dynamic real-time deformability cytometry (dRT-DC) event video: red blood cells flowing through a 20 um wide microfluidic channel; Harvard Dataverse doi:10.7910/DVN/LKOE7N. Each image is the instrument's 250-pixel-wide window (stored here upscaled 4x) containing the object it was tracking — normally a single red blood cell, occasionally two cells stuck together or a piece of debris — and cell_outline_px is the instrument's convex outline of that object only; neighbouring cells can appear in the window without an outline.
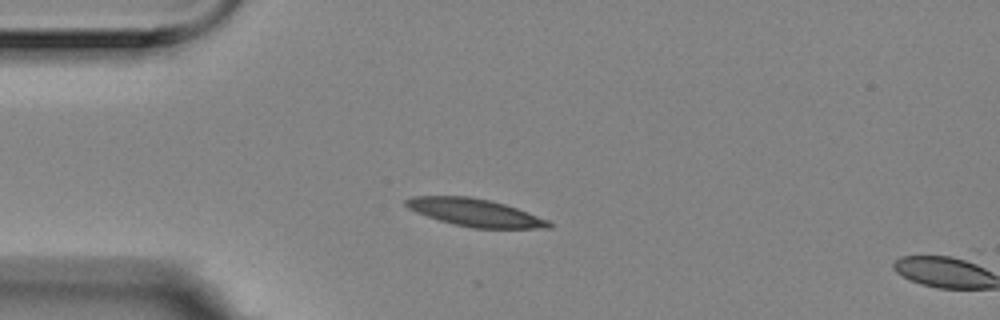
{"species": "Egyptian fruit bat (a non-hibernating species)", "species_latin": "Rousettus aegyptiacus", "temperature_condition": "room temperature", "stored_images_in_passage": 35, "camera_frame_rate_fps": 3000, "um_per_image_px": 0.085, "animal": {"sex": "female"}, "frame": {"image": 1, "passage_image": 1, "time_ms": 0.0, "image_size_px": [1000, 320], "cell_outline_px": [[552, 228], [472, 228], [452, 224], [416, 212], [408, 208], [404, 204], [404, 200], [412, 196], [468, 196], [492, 200], [516, 208], [548, 220], [552, 224]], "centroid_in_image_um": [40.35, 18.06], "position_along_channel_um": 44.6, "area_um2": 22.89}}
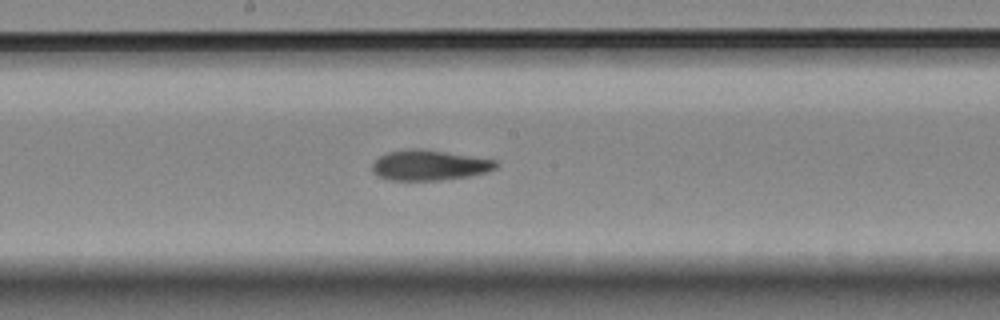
{"frame": {"image": 2, "passage_image": 17, "time_ms": 5.333, "image_size_px": [1000, 320], "cell_outline_px": [[500, 164], [496, 168], [488, 172], [468, 176], [440, 180], [388, 180], [376, 176], [372, 172], [372, 164], [380, 156], [388, 152], [408, 148], [420, 148], [496, 160]], "centroid_in_image_um": [36.48, 14.04], "position_along_channel_um": 211.7, "area_um2": 21.96}}
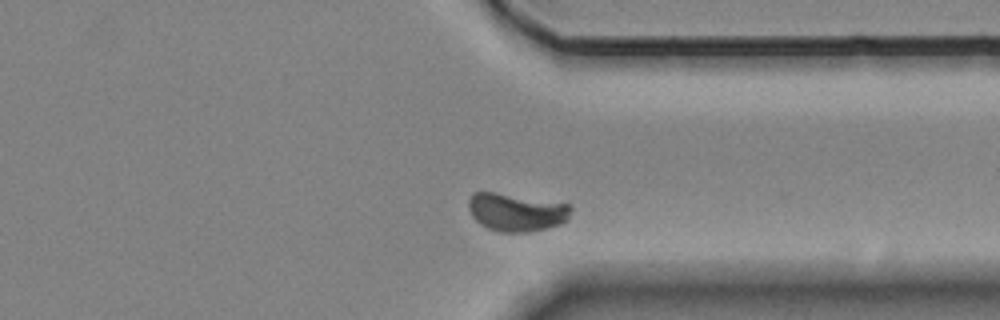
{"frame": {"image": 3, "passage_image": 31, "time_ms": 10.0, "image_size_px": [1000, 320], "cell_outline_px": [[572, 208], [568, 220], [560, 224], [548, 228], [528, 232], [500, 232], [488, 228], [480, 224], [472, 216], [468, 208], [468, 196], [472, 192], [496, 192], [572, 204]], "centroid_in_image_um": [43.89, 18.02], "position_along_channel_um": 367.5, "area_um2": 23.0}, "authors_computed_cell_mechanics": {"area_um2": 22.6576, "velocity_mm_per_s": 3.3938, "shape_relaxation_time_tau1_ms": 7.9577, "shape_relaxation_time_tau2_ms": 2.4758, "deformation_change_tau1": 0.2243, "deformation_change_tau2": 0.0883}}